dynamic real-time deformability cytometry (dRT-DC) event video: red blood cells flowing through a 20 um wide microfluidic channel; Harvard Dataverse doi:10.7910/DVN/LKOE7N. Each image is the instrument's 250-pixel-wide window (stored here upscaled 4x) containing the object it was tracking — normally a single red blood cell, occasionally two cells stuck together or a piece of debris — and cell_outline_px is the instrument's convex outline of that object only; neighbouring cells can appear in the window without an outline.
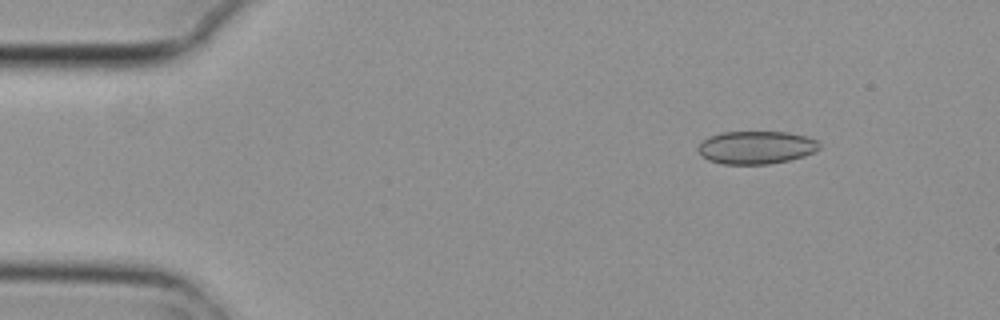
{"species": "common noctule bat (a hibernating species)", "species_latin": "Nyctalus noctula", "temperature_condition": "cold", "stored_images_in_passage": 4, "camera_frame_rate_fps": 3000, "um_per_image_px": 0.085, "animal": {"sex": "female", "body_mass_g": 29.2, "forearm_length_mm": 56.3}, "frame": {"image": 1, "passage_image": 2, "time_ms": 0.333, "image_size_px": [1000, 320], "cell_outline_px": [[820, 148], [804, 156], [788, 160], [768, 164], [720, 164], [708, 160], [696, 148], [708, 136], [724, 132], [788, 132], [808, 136], [816, 140], [820, 144]], "centroid_in_image_um": [64.28, 12.53], "position_along_channel_um": 20.7, "area_um2": 23.24}}
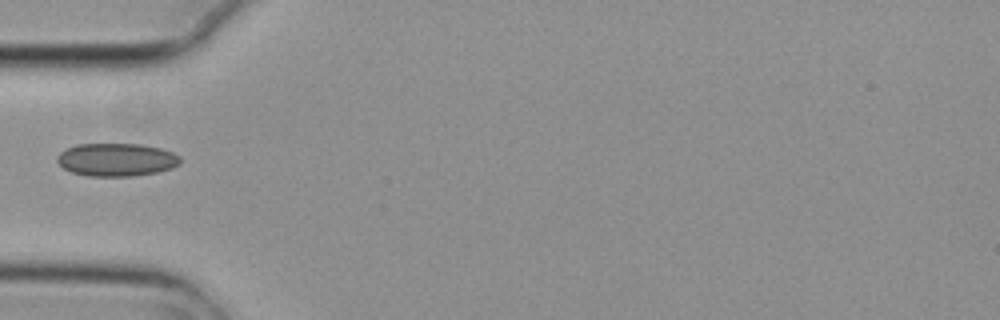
{"frame": {"image": 2, "passage_image": 4, "time_ms": 1.0, "image_size_px": [1000, 320], "cell_outline_px": [[180, 164], [172, 168], [156, 172], [132, 176], [88, 176], [72, 172], [64, 168], [56, 160], [56, 156], [60, 152], [76, 144], [140, 144], [160, 148], [172, 152], [180, 156]], "centroid_in_image_um": [9.9, 13.57], "position_along_channel_um": 75.1, "area_um2": 23.64}}